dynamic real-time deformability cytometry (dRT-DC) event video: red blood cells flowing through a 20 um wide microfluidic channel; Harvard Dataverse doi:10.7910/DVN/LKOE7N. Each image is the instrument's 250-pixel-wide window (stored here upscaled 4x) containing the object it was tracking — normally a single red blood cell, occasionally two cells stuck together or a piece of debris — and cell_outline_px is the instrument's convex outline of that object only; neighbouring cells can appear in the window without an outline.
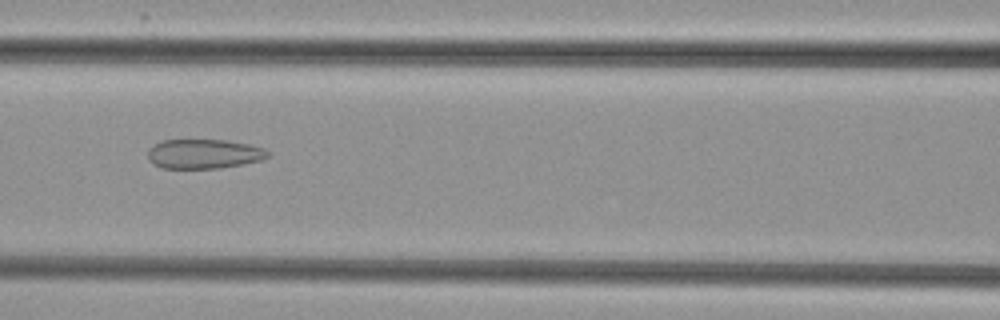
{"species": "common noctule bat (a hibernating species)", "species_latin": "Nyctalus noctula", "temperature_condition": "cold", "stored_images_in_passage": 4, "camera_frame_rate_fps": 3000, "um_per_image_px": 0.085, "animal": {"sex": "female", "body_mass_g": 29.2, "forearm_length_mm": 56.3}, "frame": {"image": 1, "passage_image": 3, "time_ms": 2.0, "image_size_px": [1000, 320], "cell_outline_px": [[268, 156], [260, 160], [244, 164], [220, 168], [160, 168], [152, 164], [148, 160], [148, 148], [160, 140], [224, 140], [248, 144], [264, 148], [268, 152]], "centroid_in_image_um": [17.27, 13.08], "position_along_channel_um": 149.3, "area_um2": 20.69}}
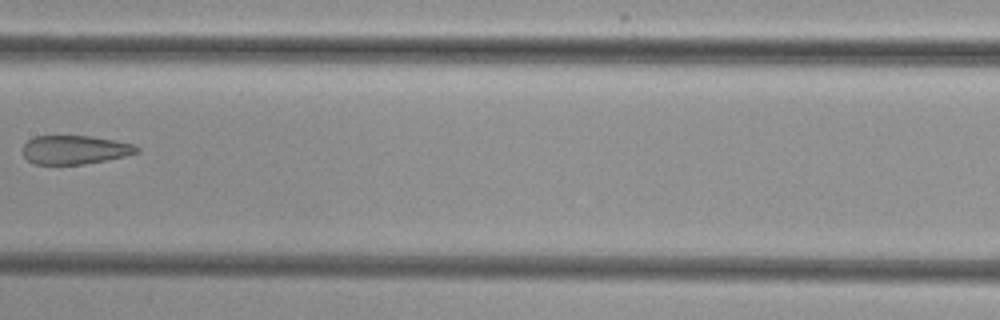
{"frame": {"image": 2, "passage_image": 4, "time_ms": 3.333, "image_size_px": [1000, 320], "cell_outline_px": [[140, 152], [108, 160], [84, 164], [32, 164], [24, 156], [24, 144], [28, 140], [36, 136], [92, 136], [136, 144], [140, 148]], "centroid_in_image_um": [6.41, 12.73], "position_along_channel_um": 201.0, "area_um2": 19.19}}